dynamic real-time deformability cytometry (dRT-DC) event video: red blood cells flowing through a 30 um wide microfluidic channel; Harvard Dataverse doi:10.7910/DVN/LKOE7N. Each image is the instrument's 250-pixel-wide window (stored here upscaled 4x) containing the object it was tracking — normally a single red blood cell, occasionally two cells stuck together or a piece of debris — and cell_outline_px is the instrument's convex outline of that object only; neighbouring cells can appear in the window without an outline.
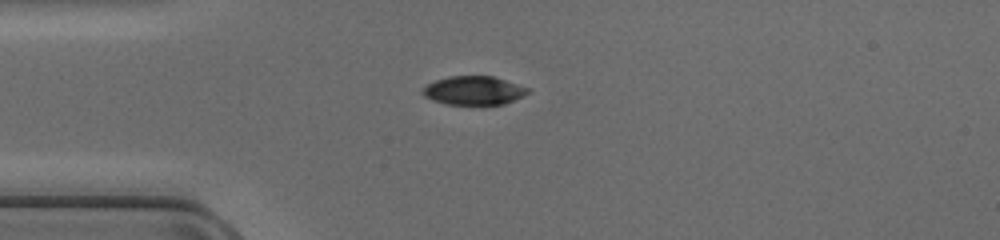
{"species": "common noctule bat (a hibernating species)", "species_latin": "Nyctalus noctula", "temperature_condition": "cold", "stored_images_in_passage": 36, "camera_frame_rate_fps": 3000, "um_per_image_px": 0.085, "animal": {"sex": "female", "body_mass_g": 17.0, "forearm_length_mm": 48.0}, "frame": {"image": 1, "passage_image": 1, "time_ms": 0.0, "image_size_px": [1000, 240], "cell_outline_px": [[532, 92], [504, 104], [448, 104], [432, 100], [424, 96], [420, 92], [428, 84], [436, 80], [448, 76], [492, 76], [532, 88]], "centroid_in_image_um": [40.31, 7.69], "position_along_channel_um": 44.7, "area_um2": 17.63}}
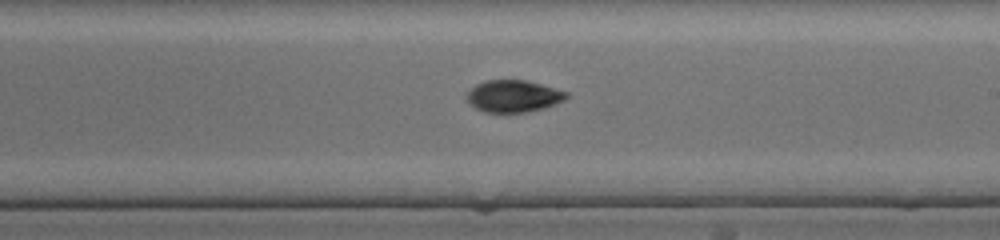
{"frame": {"image": 2, "passage_image": 16, "time_ms": 5.0, "image_size_px": [1000, 240], "cell_outline_px": [[568, 96], [564, 100], [544, 108], [524, 112], [484, 112], [476, 108], [468, 100], [468, 92], [476, 84], [488, 80], [524, 80], [540, 84], [568, 92]], "centroid_in_image_um": [43.66, 8.17], "position_along_channel_um": 245.3, "area_um2": 18.21}}
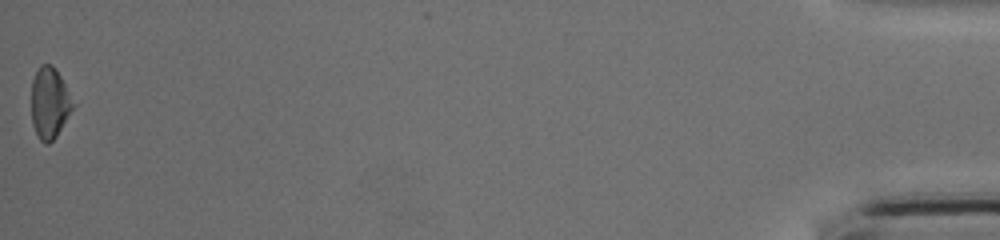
{"frame": {"image": 3, "passage_image": 36, "time_ms": 11.667, "image_size_px": [1000, 240], "cell_outline_px": [[76, 104], [56, 136], [48, 144], [44, 144], [40, 140], [32, 124], [32, 80], [40, 64], [52, 64], [56, 68]], "centroid_in_image_um": [4.23, 8.73], "position_along_channel_um": 431.0, "area_um2": 17.28}}